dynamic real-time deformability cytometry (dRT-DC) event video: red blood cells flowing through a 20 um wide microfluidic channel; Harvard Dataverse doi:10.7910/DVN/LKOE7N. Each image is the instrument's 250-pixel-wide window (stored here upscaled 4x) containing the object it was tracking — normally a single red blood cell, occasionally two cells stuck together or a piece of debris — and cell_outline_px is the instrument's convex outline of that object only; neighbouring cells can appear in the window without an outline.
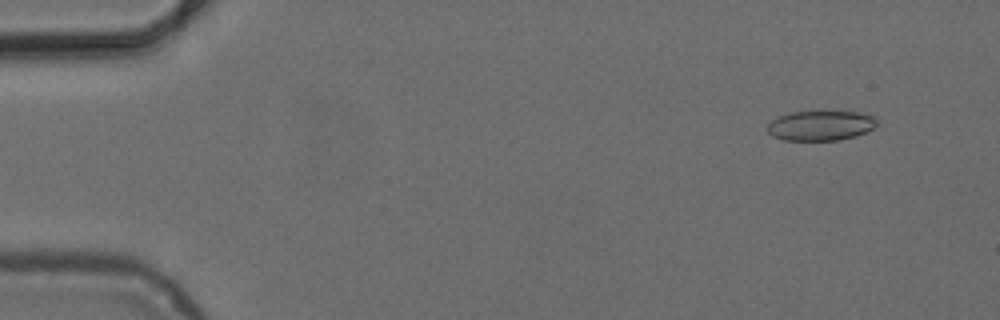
{"species": "common noctule bat (a hibernating species)", "species_latin": "Nyctalus noctula", "temperature_condition": "cold", "stored_images_in_passage": 4, "camera_frame_rate_fps": 3000, "um_per_image_px": 0.085, "animal": {"sex": "female", "body_mass_g": 24.6, "forearm_length_mm": 56.2}, "frame": {"image": 1, "passage_image": 2, "time_ms": 1.333, "image_size_px": [1000, 320], "cell_outline_px": [[876, 124], [872, 128], [856, 136], [840, 140], [784, 140], [772, 136], [764, 128], [772, 120], [788, 112], [856, 112], [872, 116], [876, 120]], "centroid_in_image_um": [69.69, 10.68], "position_along_channel_um": 15.3, "area_um2": 18.9}}